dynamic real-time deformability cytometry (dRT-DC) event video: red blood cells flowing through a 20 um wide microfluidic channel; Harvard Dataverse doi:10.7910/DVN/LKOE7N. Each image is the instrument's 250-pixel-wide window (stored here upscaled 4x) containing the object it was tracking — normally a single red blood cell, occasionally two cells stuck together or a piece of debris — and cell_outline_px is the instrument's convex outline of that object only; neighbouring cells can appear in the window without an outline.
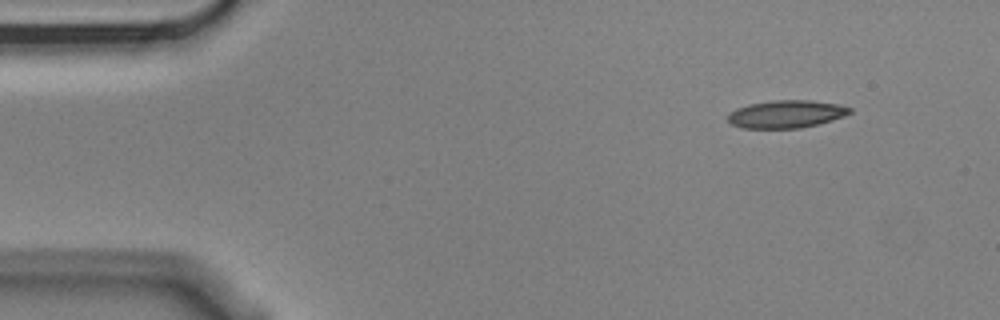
{"species": "Egyptian fruit bat (a non-hibernating species)", "species_latin": "Rousettus aegyptiacus", "temperature_condition": "cold", "stored_images_in_passage": 4, "camera_frame_rate_fps": 3000, "um_per_image_px": 0.085, "animal": {"sex": "male"}, "frame": {"image": 1, "passage_image": 1, "time_ms": 0.0, "image_size_px": [1000, 320], "cell_outline_px": [[852, 112], [844, 116], [832, 120], [800, 128], [740, 128], [732, 124], [728, 120], [728, 112], [736, 108], [748, 104], [776, 100], [808, 100], [840, 104], [852, 108]], "centroid_in_image_um": [66.82, 9.69], "position_along_channel_um": 18.2, "area_um2": 19.71}}
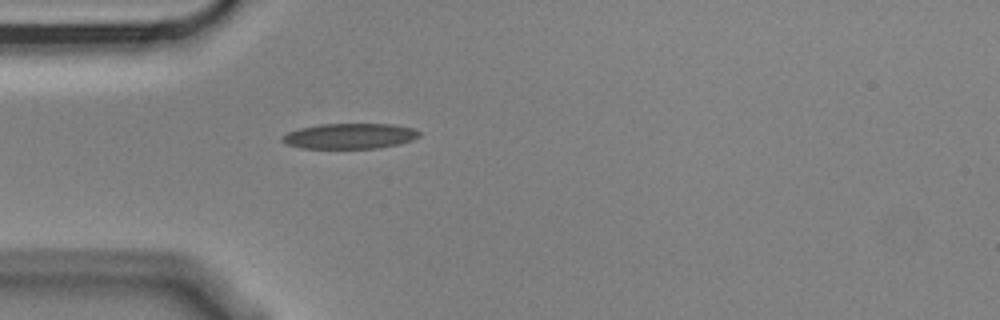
{"frame": {"image": 2, "passage_image": 4, "time_ms": 1.0, "image_size_px": [1000, 320], "cell_outline_px": [[420, 136], [412, 140], [400, 144], [380, 148], [300, 148], [288, 144], [280, 140], [288, 132], [300, 128], [320, 124], [392, 124], [412, 128], [420, 132]], "centroid_in_image_um": [29.76, 11.57], "position_along_channel_um": 55.2, "area_um2": 20.23}}